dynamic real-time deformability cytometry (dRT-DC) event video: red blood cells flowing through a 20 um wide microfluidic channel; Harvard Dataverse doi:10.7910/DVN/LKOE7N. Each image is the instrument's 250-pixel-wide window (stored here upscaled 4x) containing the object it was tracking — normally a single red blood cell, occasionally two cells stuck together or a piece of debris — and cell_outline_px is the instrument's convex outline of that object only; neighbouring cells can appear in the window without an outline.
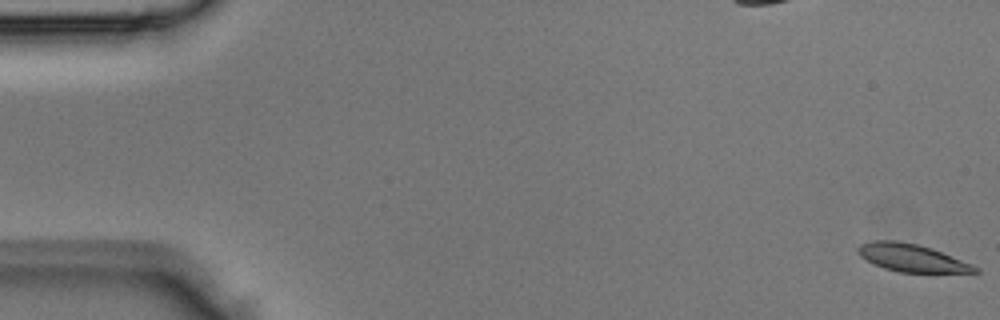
{"species": "Egyptian fruit bat (a non-hibernating species)", "species_latin": "Rousettus aegyptiacus", "temperature_condition": "room temperature", "stored_images_in_passage": 3, "camera_frame_rate_fps": 3000, "um_per_image_px": 0.085, "animal": {"sex": "male"}, "frame": {"image": 1, "passage_image": 1, "time_ms": 0.0, "image_size_px": [1000, 320], "cell_outline_px": [[980, 272], [900, 272], [884, 268], [872, 264], [860, 256], [856, 248], [860, 244], [876, 240], [896, 240], [916, 244], [932, 248], [972, 264], [980, 268]], "centroid_in_image_um": [77.48, 21.91], "position_along_channel_um": 7.5, "area_um2": 18.79}}
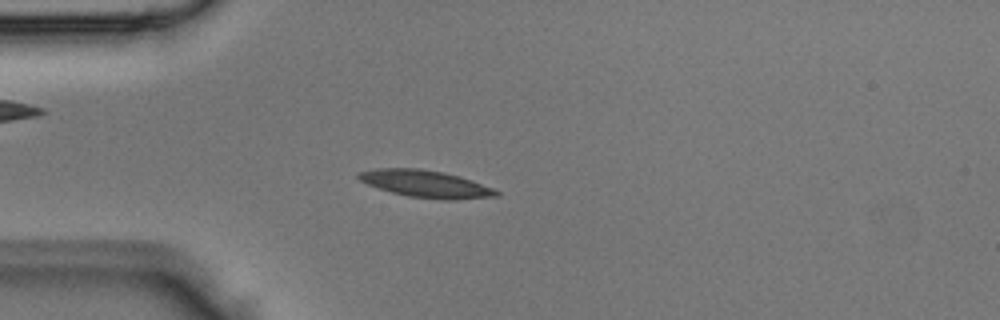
{"frame": {"image": 2, "passage_image": 3, "time_ms": 0.667, "image_size_px": [1000, 320], "cell_outline_px": [[500, 196], [456, 200], [444, 200], [408, 196], [392, 192], [368, 184], [360, 180], [356, 176], [356, 172], [376, 168], [420, 168], [444, 172], [492, 188], [500, 192]], "centroid_in_image_um": [36.15, 15.63], "position_along_channel_um": 48.8, "area_um2": 21.62}}